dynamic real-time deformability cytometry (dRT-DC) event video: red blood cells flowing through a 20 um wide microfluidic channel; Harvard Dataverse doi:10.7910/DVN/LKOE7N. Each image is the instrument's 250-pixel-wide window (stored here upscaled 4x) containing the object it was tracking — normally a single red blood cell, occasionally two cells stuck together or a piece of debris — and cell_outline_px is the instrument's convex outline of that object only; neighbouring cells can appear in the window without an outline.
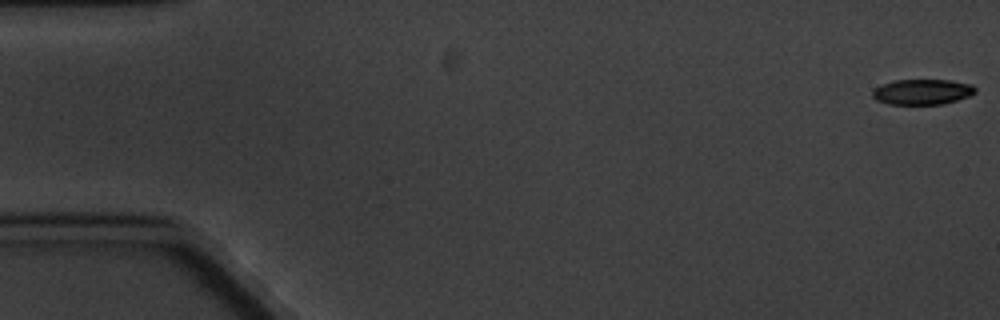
{"species": "common noctule bat (a hibernating species)", "species_latin": "Nyctalus noctula", "temperature_condition": "cold", "stored_images_in_passage": 5, "camera_frame_rate_fps": 3000, "um_per_image_px": 0.085, "animal": {"sex": "male", "body_mass_g": 20.1, "forearm_length_mm": 53.5}, "frame": {"image": 1, "passage_image": 1, "time_ms": 0.0, "image_size_px": [1000, 320], "cell_outline_px": [[976, 92], [968, 96], [944, 104], [888, 104], [876, 100], [872, 96], [872, 92], [876, 88], [884, 84], [896, 80], [952, 80], [972, 84], [976, 88]], "centroid_in_image_um": [78.42, 7.81], "position_along_channel_um": 6.6, "area_um2": 15.14}}
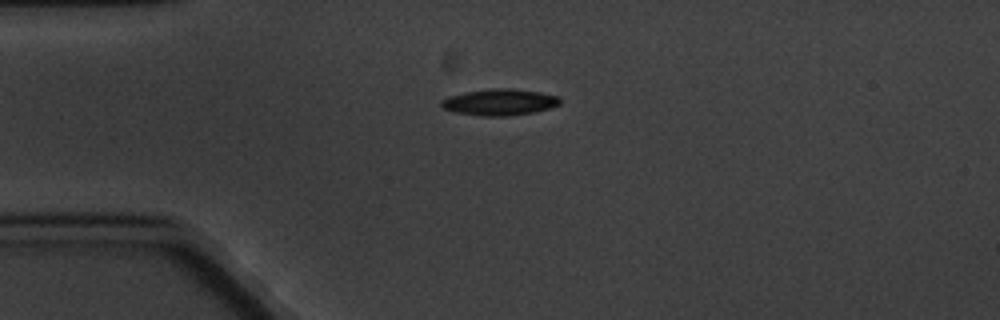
{"frame": {"image": 2, "passage_image": 5, "time_ms": 4.667, "image_size_px": [1000, 320], "cell_outline_px": [[560, 104], [548, 108], [532, 112], [508, 116], [480, 116], [456, 112], [444, 108], [440, 104], [440, 100], [464, 92], [492, 88], [508, 88], [540, 92], [560, 96]], "centroid_in_image_um": [42.47, 8.68], "position_along_channel_um": 42.5, "area_um2": 18.09}}